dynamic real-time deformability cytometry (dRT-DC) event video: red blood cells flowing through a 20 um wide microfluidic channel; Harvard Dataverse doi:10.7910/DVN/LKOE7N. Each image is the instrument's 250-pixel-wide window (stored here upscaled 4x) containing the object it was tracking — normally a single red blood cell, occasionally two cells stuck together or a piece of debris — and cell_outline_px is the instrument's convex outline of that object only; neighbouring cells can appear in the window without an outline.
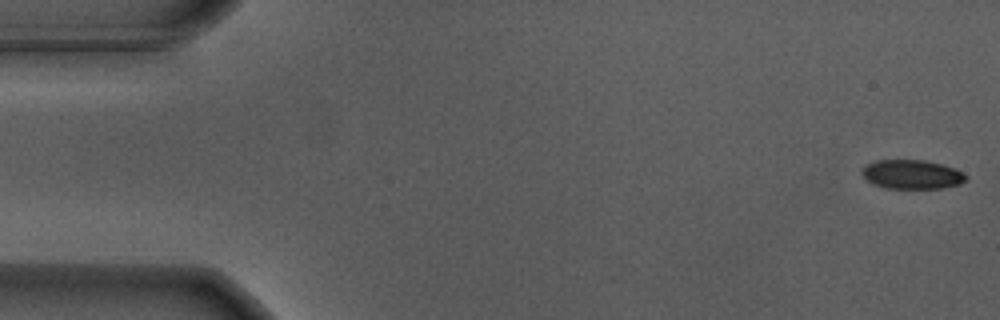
{"species": "Egyptian fruit bat (a non-hibernating species)", "species_latin": "Rousettus aegyptiacus", "temperature_condition": "warm", "stored_images_in_passage": 4, "camera_frame_rate_fps": 3000, "um_per_image_px": 0.085, "animal": {"sex": "male"}, "frame": {"image": 1, "passage_image": 1, "time_ms": 0.0, "image_size_px": [1000, 320], "cell_outline_px": [[968, 176], [960, 184], [944, 188], [888, 188], [872, 184], [860, 172], [868, 164], [876, 160], [924, 160], [956, 168]], "centroid_in_image_um": [77.53, 14.82], "position_along_channel_um": 7.5, "area_um2": 17.51}}